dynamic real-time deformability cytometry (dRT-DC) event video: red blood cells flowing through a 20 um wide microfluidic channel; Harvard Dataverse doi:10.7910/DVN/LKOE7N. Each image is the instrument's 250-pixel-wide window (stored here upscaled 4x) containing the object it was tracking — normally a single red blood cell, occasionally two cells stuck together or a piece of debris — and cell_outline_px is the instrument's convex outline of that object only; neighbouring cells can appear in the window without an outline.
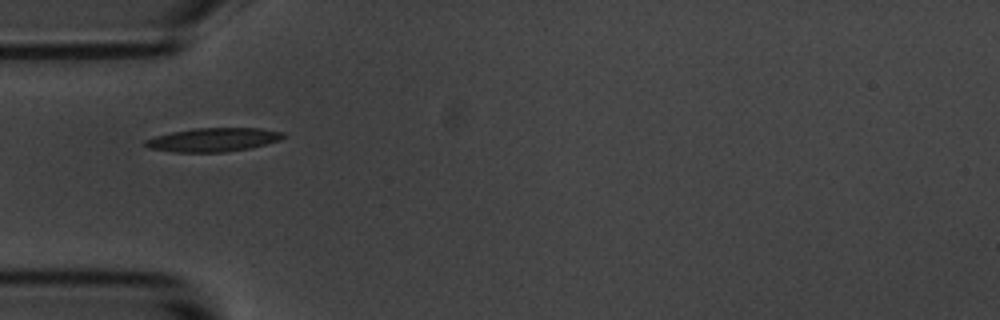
{"species": "common noctule bat (a hibernating species)", "species_latin": "Nyctalus noctula", "temperature_condition": "room temperature", "stored_images_in_passage": 9, "camera_frame_rate_fps": 3000, "um_per_image_px": 0.085, "animal": {"sex": "male", "body_mass_g": 20.1, "forearm_length_mm": 53.5}, "frame": {"image": 1, "passage_image": 6, "time_ms": 6.0, "image_size_px": [1000, 320], "cell_outline_px": [[288, 136], [280, 140], [252, 148], [224, 152], [172, 152], [148, 148], [144, 144], [144, 140], [156, 136], [172, 132], [196, 128], [260, 128], [284, 132]], "centroid_in_image_um": [18.17, 11.88], "position_along_channel_um": 66.8, "area_um2": 19.19}}
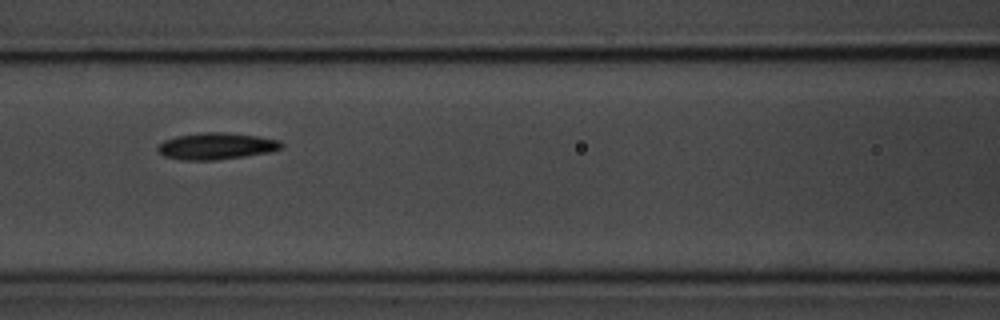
{"frame": {"image": 2, "passage_image": 8, "time_ms": 8.333, "image_size_px": [1000, 320], "cell_outline_px": [[284, 144], [280, 148], [268, 152], [244, 156], [216, 160], [180, 160], [164, 156], [156, 148], [164, 140], [176, 136], [200, 132], [224, 132], [256, 136], [280, 140]], "centroid_in_image_um": [18.36, 12.41], "position_along_channel_um": 148.2, "area_um2": 19.13}}
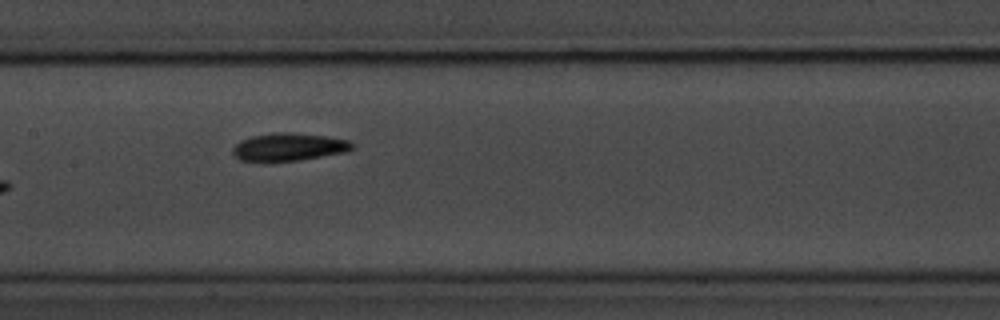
{"frame": {"image": 3, "passage_image": 9, "time_ms": 9.333, "image_size_px": [1000, 320], "cell_outline_px": [[356, 148], [348, 152], [300, 160], [264, 164], [240, 160], [232, 152], [232, 148], [240, 140], [252, 136], [272, 132], [292, 132], [328, 136], [348, 140], [356, 144]], "centroid_in_image_um": [24.56, 12.52], "position_along_channel_um": 182.8, "area_um2": 20.29}}